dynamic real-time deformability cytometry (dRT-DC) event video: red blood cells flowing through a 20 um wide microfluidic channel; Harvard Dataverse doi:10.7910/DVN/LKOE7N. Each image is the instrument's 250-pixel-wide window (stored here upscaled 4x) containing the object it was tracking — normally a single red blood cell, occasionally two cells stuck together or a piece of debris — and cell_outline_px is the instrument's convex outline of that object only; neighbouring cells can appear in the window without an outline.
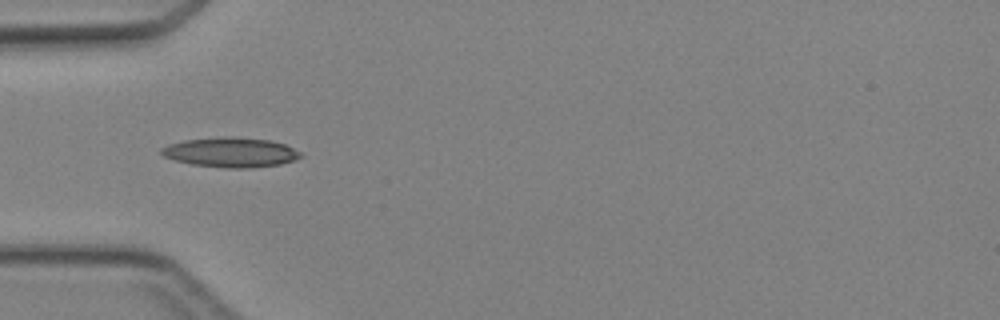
{"species": "Egyptian fruit bat (a non-hibernating species)", "species_latin": "Rousettus aegyptiacus", "temperature_condition": "cold", "stored_images_in_passage": 24, "camera_frame_rate_fps": 3000, "um_per_image_px": 0.085, "animal": {"sex": "female"}, "frame": {"image": 1, "passage_image": 1, "time_ms": 0.0, "image_size_px": [1000, 320], "cell_outline_px": [[304, 156], [280, 164], [252, 168], [228, 168], [192, 164], [176, 160], [164, 156], [160, 152], [160, 148], [168, 144], [184, 140], [224, 136], [232, 136], [268, 140], [284, 144], [300, 152]], "centroid_in_image_um": [19.59, 12.94], "position_along_channel_um": 65.4, "area_um2": 24.04}}
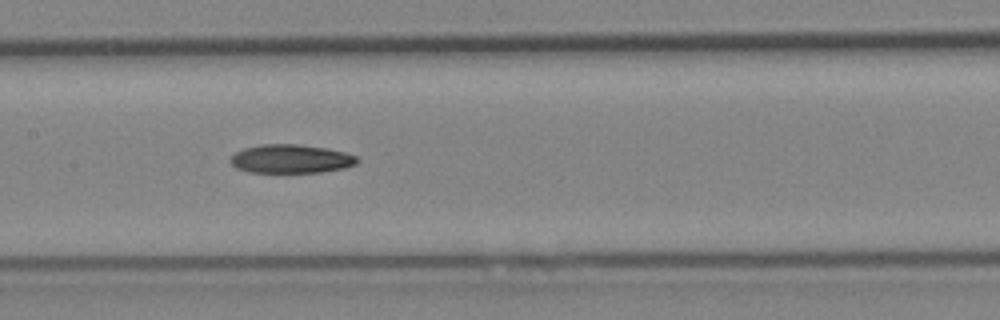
{"frame": {"image": 2, "passage_image": 9, "time_ms": 2.667, "image_size_px": [1000, 320], "cell_outline_px": [[360, 160], [356, 164], [344, 168], [320, 172], [248, 172], [236, 168], [228, 160], [236, 152], [244, 148], [260, 144], [296, 144], [324, 148], [344, 152], [356, 156]], "centroid_in_image_um": [24.71, 13.5], "position_along_channel_um": 182.7, "area_um2": 21.1}}
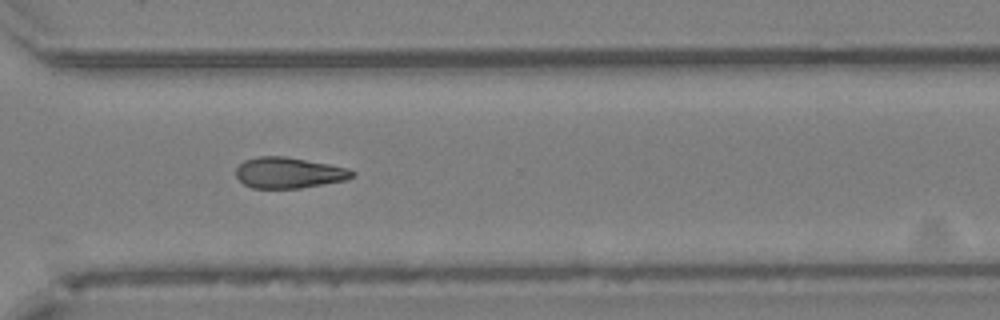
{"frame": {"image": 3, "passage_image": 20, "time_ms": 6.333, "image_size_px": [1000, 320], "cell_outline_px": [[356, 176], [344, 180], [300, 188], [252, 188], [244, 184], [236, 176], [236, 168], [244, 160], [260, 156], [284, 156], [328, 164], [348, 168], [356, 172]], "centroid_in_image_um": [24.55, 14.68], "position_along_channel_um": 346.1, "area_um2": 20.81}}